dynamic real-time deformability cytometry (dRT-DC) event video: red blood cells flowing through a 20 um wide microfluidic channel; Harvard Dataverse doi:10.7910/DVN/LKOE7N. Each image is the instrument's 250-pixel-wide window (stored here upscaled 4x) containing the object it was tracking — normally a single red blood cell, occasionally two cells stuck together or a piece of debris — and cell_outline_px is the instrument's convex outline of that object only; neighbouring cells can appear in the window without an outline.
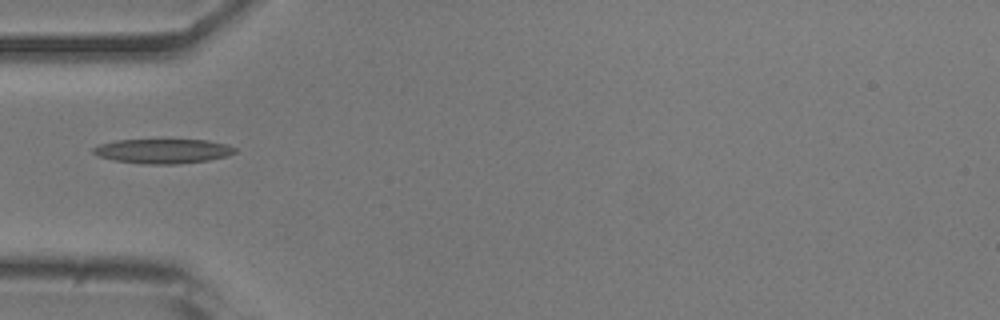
{"species": "common noctule bat (a hibernating species)", "species_latin": "Nyctalus noctula", "temperature_condition": "room temperature", "stored_images_in_passage": 37, "camera_frame_rate_fps": 3000, "um_per_image_px": 0.085, "animal": {"sex": "male", "body_mass_g": 20.5, "forearm_length_mm": 52.5}, "frame": {"image": 1, "passage_image": 1, "time_ms": 0.0, "image_size_px": [1000, 320], "cell_outline_px": [[236, 152], [228, 156], [208, 160], [176, 164], [144, 164], [116, 160], [100, 156], [92, 152], [92, 148], [100, 144], [116, 140], [208, 140], [228, 144], [236, 148]], "centroid_in_image_um": [13.89, 12.84], "position_along_channel_um": 71.1, "area_um2": 20.17}}
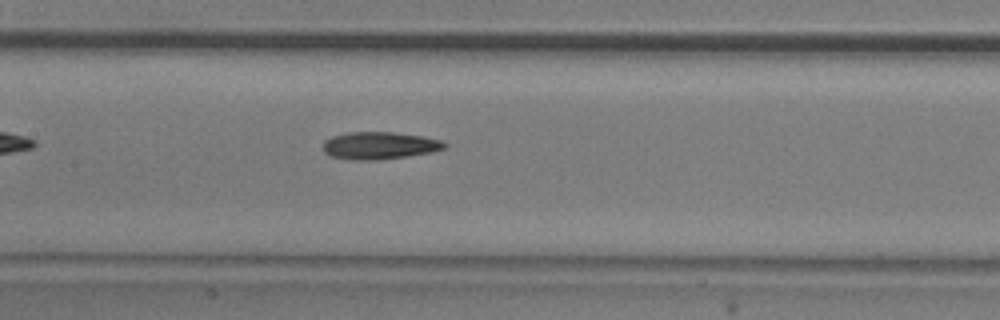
{"frame": {"image": 2, "passage_image": 9, "time_ms": 2.667, "image_size_px": [1000, 320], "cell_outline_px": [[448, 144], [444, 148], [432, 152], [408, 156], [376, 160], [348, 160], [328, 156], [320, 148], [324, 140], [332, 136], [348, 132], [392, 132], [424, 136], [440, 140]], "centroid_in_image_um": [32.19, 12.38], "position_along_channel_um": 175.2, "area_um2": 19.71}}
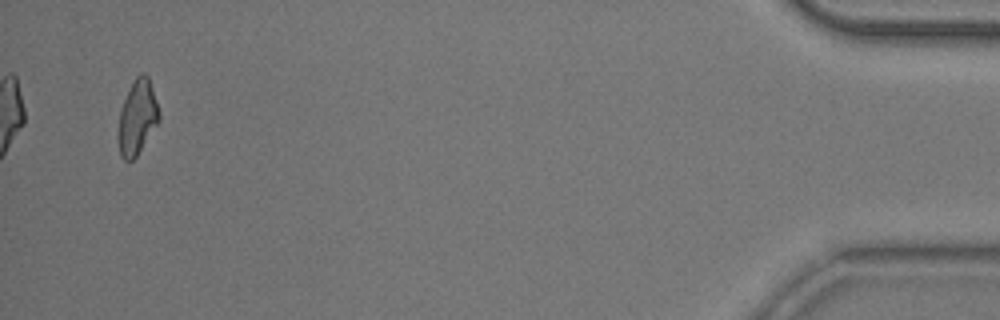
{"frame": {"image": 3, "passage_image": 35, "time_ms": 11.333, "image_size_px": [1000, 320], "cell_outline_px": [[160, 120], [136, 156], [132, 160], [124, 160], [120, 156], [116, 136], [120, 112], [124, 100], [136, 76], [140, 72], [144, 72], [148, 76], [160, 112]], "centroid_in_image_um": [11.65, 9.99], "position_along_channel_um": 423.5, "area_um2": 17.74}}